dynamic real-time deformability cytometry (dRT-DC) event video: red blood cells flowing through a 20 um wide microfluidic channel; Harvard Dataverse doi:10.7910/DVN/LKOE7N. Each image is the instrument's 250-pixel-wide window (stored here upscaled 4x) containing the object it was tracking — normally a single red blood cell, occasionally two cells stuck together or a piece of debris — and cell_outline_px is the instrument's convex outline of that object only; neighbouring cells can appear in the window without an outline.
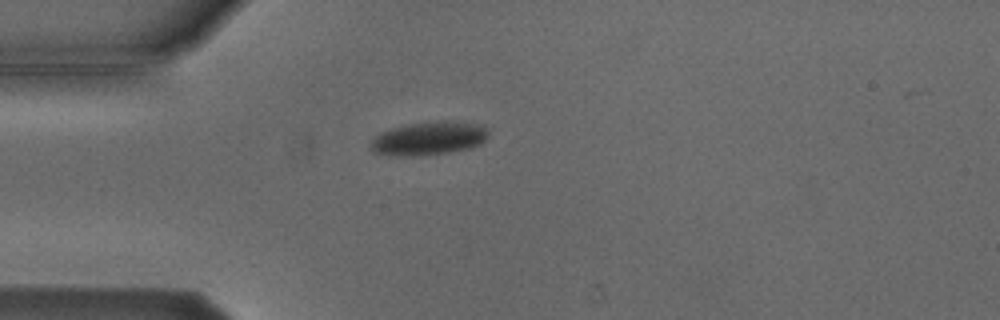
{"species": "Egyptian fruit bat (a non-hibernating species)", "species_latin": "Rousettus aegyptiacus", "temperature_condition": "cold", "stored_images_in_passage": 1, "camera_frame_rate_fps": 3000, "um_per_image_px": 0.085, "animal": {"sex": "male"}, "frame": {"image": 1, "passage_image": 1, "time_ms": 0.0, "image_size_px": [1000, 320], "cell_outline_px": [[488, 136], [480, 144], [468, 148], [448, 152], [412, 156], [388, 156], [372, 152], [368, 148], [372, 140], [380, 132], [392, 128], [408, 124], [440, 120], [444, 120], [480, 124], [488, 132]], "centroid_in_image_um": [36.38, 11.76], "position_along_channel_um": 48.6, "area_um2": 23.0}}